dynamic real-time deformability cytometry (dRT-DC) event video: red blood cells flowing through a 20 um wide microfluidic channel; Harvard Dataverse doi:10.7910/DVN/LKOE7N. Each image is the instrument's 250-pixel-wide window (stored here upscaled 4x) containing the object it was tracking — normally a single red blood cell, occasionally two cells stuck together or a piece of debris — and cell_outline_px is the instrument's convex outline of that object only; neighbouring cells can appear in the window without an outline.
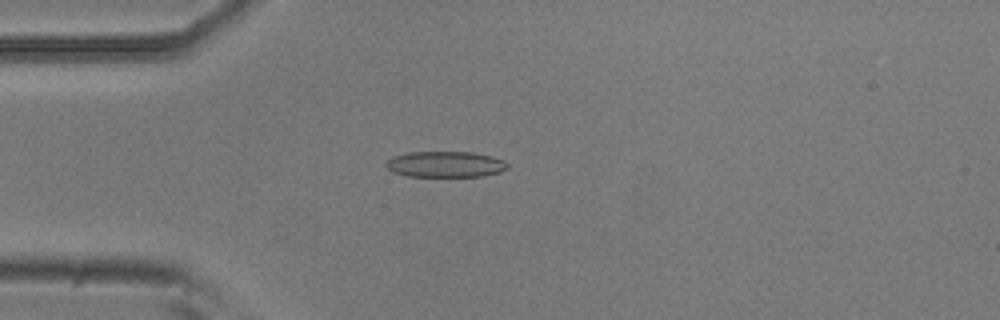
{"species": "common noctule bat (a hibernating species)", "species_latin": "Nyctalus noctula", "temperature_condition": "room temperature", "stored_images_in_passage": 31, "camera_frame_rate_fps": 3000, "um_per_image_px": 0.085, "animal": {"sex": "male", "body_mass_g": 20.5, "forearm_length_mm": 52.5}, "frame": {"image": 1, "passage_image": 4, "time_ms": 1.0, "image_size_px": [1000, 320], "cell_outline_px": [[508, 168], [500, 172], [480, 176], [408, 176], [392, 172], [384, 164], [392, 156], [408, 152], [472, 152], [492, 156], [504, 160], [508, 164]], "centroid_in_image_um": [37.85, 13.96], "position_along_channel_um": 47.2, "area_um2": 18.38}}
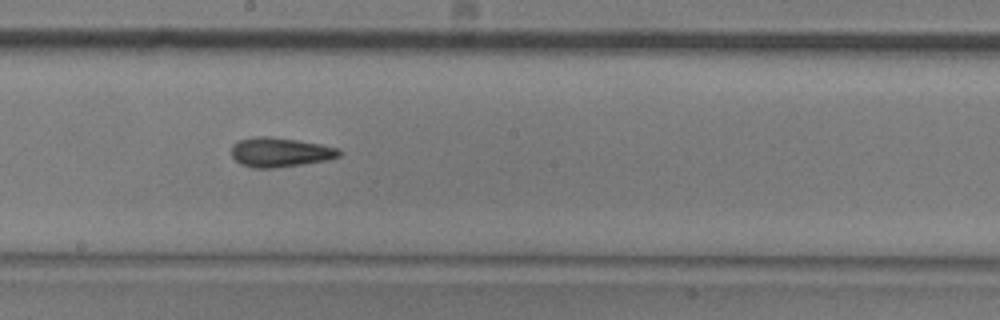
{"frame": {"image": 2, "passage_image": 19, "time_ms": 6.0, "image_size_px": [1000, 320], "cell_outline_px": [[344, 152], [340, 156], [328, 160], [272, 168], [252, 168], [240, 164], [232, 156], [232, 144], [240, 140], [256, 136], [268, 136], [296, 140], [320, 144], [340, 148]], "centroid_in_image_um": [23.83, 12.94], "position_along_channel_um": 224.4, "area_um2": 18.5}}
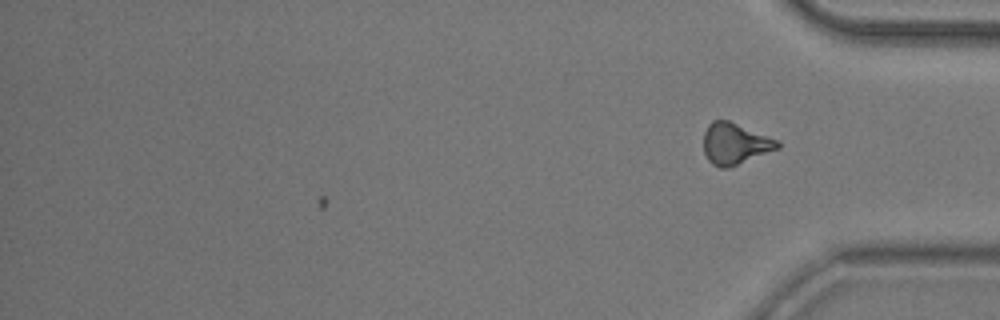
{"frame": {"image": 3, "passage_image": 31, "time_ms": 10.0, "image_size_px": [1000, 320], "cell_outline_px": [[780, 148], [728, 168], [720, 168], [712, 164], [708, 160], [704, 152], [704, 132], [708, 124], [712, 120], [728, 120], [780, 140]], "centroid_in_image_um": [62.48, 12.21], "position_along_channel_um": 372.7, "area_um2": 17.92}, "authors_computed_cell_mechanics": {"area_um2": 17.918, "velocity_mm_per_s": 3.7832, "shape_relaxation_time_tau1_ms": 9.5892, "shape_relaxation_time_tau2_ms": 5.3914, "deformation_change_tau1": 0.2052, "deformation_change_tau2": 0.1588}}